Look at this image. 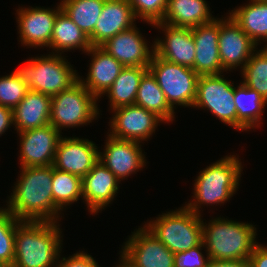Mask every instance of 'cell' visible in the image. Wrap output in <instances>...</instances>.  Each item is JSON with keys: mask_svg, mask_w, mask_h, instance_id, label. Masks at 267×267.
<instances>
[{"mask_svg": "<svg viewBox=\"0 0 267 267\" xmlns=\"http://www.w3.org/2000/svg\"><path fill=\"white\" fill-rule=\"evenodd\" d=\"M113 112L110 119L111 137L143 143L152 137L158 124L164 121L154 112L148 111L136 104L122 106L111 110Z\"/></svg>", "mask_w": 267, "mask_h": 267, "instance_id": "cell-11", "label": "cell"}, {"mask_svg": "<svg viewBox=\"0 0 267 267\" xmlns=\"http://www.w3.org/2000/svg\"><path fill=\"white\" fill-rule=\"evenodd\" d=\"M127 239L119 252L123 267H174V253L144 225Z\"/></svg>", "mask_w": 267, "mask_h": 267, "instance_id": "cell-10", "label": "cell"}, {"mask_svg": "<svg viewBox=\"0 0 267 267\" xmlns=\"http://www.w3.org/2000/svg\"><path fill=\"white\" fill-rule=\"evenodd\" d=\"M148 70L156 78L169 106L193 108L199 75L192 68L175 64L153 53ZM176 105V106H174Z\"/></svg>", "mask_w": 267, "mask_h": 267, "instance_id": "cell-8", "label": "cell"}, {"mask_svg": "<svg viewBox=\"0 0 267 267\" xmlns=\"http://www.w3.org/2000/svg\"><path fill=\"white\" fill-rule=\"evenodd\" d=\"M206 0H168L162 23L175 27L193 28L212 22L213 17L209 11Z\"/></svg>", "mask_w": 267, "mask_h": 267, "instance_id": "cell-24", "label": "cell"}, {"mask_svg": "<svg viewBox=\"0 0 267 267\" xmlns=\"http://www.w3.org/2000/svg\"><path fill=\"white\" fill-rule=\"evenodd\" d=\"M60 225L59 222L20 221L16 226L12 267H56L63 248Z\"/></svg>", "mask_w": 267, "mask_h": 267, "instance_id": "cell-2", "label": "cell"}, {"mask_svg": "<svg viewBox=\"0 0 267 267\" xmlns=\"http://www.w3.org/2000/svg\"><path fill=\"white\" fill-rule=\"evenodd\" d=\"M240 72L242 82L267 101V47L256 50Z\"/></svg>", "mask_w": 267, "mask_h": 267, "instance_id": "cell-32", "label": "cell"}, {"mask_svg": "<svg viewBox=\"0 0 267 267\" xmlns=\"http://www.w3.org/2000/svg\"><path fill=\"white\" fill-rule=\"evenodd\" d=\"M103 152L99 150V161L121 182L137 174L146 166L145 154L139 142L106 137Z\"/></svg>", "mask_w": 267, "mask_h": 267, "instance_id": "cell-15", "label": "cell"}, {"mask_svg": "<svg viewBox=\"0 0 267 267\" xmlns=\"http://www.w3.org/2000/svg\"><path fill=\"white\" fill-rule=\"evenodd\" d=\"M60 259V260H59ZM56 267H98V262L87 252L80 251L69 257H59Z\"/></svg>", "mask_w": 267, "mask_h": 267, "instance_id": "cell-37", "label": "cell"}, {"mask_svg": "<svg viewBox=\"0 0 267 267\" xmlns=\"http://www.w3.org/2000/svg\"><path fill=\"white\" fill-rule=\"evenodd\" d=\"M99 147L89 139L61 137L53 167L83 178L99 161Z\"/></svg>", "mask_w": 267, "mask_h": 267, "instance_id": "cell-16", "label": "cell"}, {"mask_svg": "<svg viewBox=\"0 0 267 267\" xmlns=\"http://www.w3.org/2000/svg\"><path fill=\"white\" fill-rule=\"evenodd\" d=\"M51 100V96L29 90L13 109L16 133L50 124Z\"/></svg>", "mask_w": 267, "mask_h": 267, "instance_id": "cell-23", "label": "cell"}, {"mask_svg": "<svg viewBox=\"0 0 267 267\" xmlns=\"http://www.w3.org/2000/svg\"><path fill=\"white\" fill-rule=\"evenodd\" d=\"M86 54L91 56V63L87 77L84 79L81 76L79 81L99 100L104 97L124 66L101 46H91Z\"/></svg>", "mask_w": 267, "mask_h": 267, "instance_id": "cell-22", "label": "cell"}, {"mask_svg": "<svg viewBox=\"0 0 267 267\" xmlns=\"http://www.w3.org/2000/svg\"><path fill=\"white\" fill-rule=\"evenodd\" d=\"M52 194L54 204L63 211L82 198V178L53 167ZM68 206V207H67Z\"/></svg>", "mask_w": 267, "mask_h": 267, "instance_id": "cell-31", "label": "cell"}, {"mask_svg": "<svg viewBox=\"0 0 267 267\" xmlns=\"http://www.w3.org/2000/svg\"><path fill=\"white\" fill-rule=\"evenodd\" d=\"M206 267H251L250 259L215 260L210 259Z\"/></svg>", "mask_w": 267, "mask_h": 267, "instance_id": "cell-39", "label": "cell"}, {"mask_svg": "<svg viewBox=\"0 0 267 267\" xmlns=\"http://www.w3.org/2000/svg\"><path fill=\"white\" fill-rule=\"evenodd\" d=\"M119 261H120V262H119V265H115V266H116V267H123L121 260H119ZM98 267H100V266H98Z\"/></svg>", "mask_w": 267, "mask_h": 267, "instance_id": "cell-42", "label": "cell"}, {"mask_svg": "<svg viewBox=\"0 0 267 267\" xmlns=\"http://www.w3.org/2000/svg\"><path fill=\"white\" fill-rule=\"evenodd\" d=\"M222 74L199 76L193 108L207 109L222 123L237 130L234 81L225 79Z\"/></svg>", "mask_w": 267, "mask_h": 267, "instance_id": "cell-9", "label": "cell"}, {"mask_svg": "<svg viewBox=\"0 0 267 267\" xmlns=\"http://www.w3.org/2000/svg\"><path fill=\"white\" fill-rule=\"evenodd\" d=\"M154 26L165 35L164 39L154 38V53L166 61L194 70L195 42L192 28L175 27L162 22H156Z\"/></svg>", "mask_w": 267, "mask_h": 267, "instance_id": "cell-17", "label": "cell"}, {"mask_svg": "<svg viewBox=\"0 0 267 267\" xmlns=\"http://www.w3.org/2000/svg\"><path fill=\"white\" fill-rule=\"evenodd\" d=\"M242 169V162L237 154L226 155L211 163L197 174L193 185V200L184 205L199 215L201 206L224 205L237 192Z\"/></svg>", "mask_w": 267, "mask_h": 267, "instance_id": "cell-3", "label": "cell"}, {"mask_svg": "<svg viewBox=\"0 0 267 267\" xmlns=\"http://www.w3.org/2000/svg\"><path fill=\"white\" fill-rule=\"evenodd\" d=\"M148 67H124L112 86L104 93L110 102V110L135 104L139 84Z\"/></svg>", "mask_w": 267, "mask_h": 267, "instance_id": "cell-28", "label": "cell"}, {"mask_svg": "<svg viewBox=\"0 0 267 267\" xmlns=\"http://www.w3.org/2000/svg\"><path fill=\"white\" fill-rule=\"evenodd\" d=\"M120 181L100 161L82 178V200L90 214L109 206L119 191Z\"/></svg>", "mask_w": 267, "mask_h": 267, "instance_id": "cell-19", "label": "cell"}, {"mask_svg": "<svg viewBox=\"0 0 267 267\" xmlns=\"http://www.w3.org/2000/svg\"><path fill=\"white\" fill-rule=\"evenodd\" d=\"M249 259L251 267H267V245L258 243Z\"/></svg>", "mask_w": 267, "mask_h": 267, "instance_id": "cell-38", "label": "cell"}, {"mask_svg": "<svg viewBox=\"0 0 267 267\" xmlns=\"http://www.w3.org/2000/svg\"><path fill=\"white\" fill-rule=\"evenodd\" d=\"M29 88L24 84L15 71L0 76V105L14 109L25 97Z\"/></svg>", "mask_w": 267, "mask_h": 267, "instance_id": "cell-34", "label": "cell"}, {"mask_svg": "<svg viewBox=\"0 0 267 267\" xmlns=\"http://www.w3.org/2000/svg\"><path fill=\"white\" fill-rule=\"evenodd\" d=\"M99 101L78 81L71 88L52 97L50 124L60 133L64 128L88 125L99 118Z\"/></svg>", "mask_w": 267, "mask_h": 267, "instance_id": "cell-7", "label": "cell"}, {"mask_svg": "<svg viewBox=\"0 0 267 267\" xmlns=\"http://www.w3.org/2000/svg\"><path fill=\"white\" fill-rule=\"evenodd\" d=\"M21 167L51 166L62 134L51 124L18 132Z\"/></svg>", "mask_w": 267, "mask_h": 267, "instance_id": "cell-14", "label": "cell"}, {"mask_svg": "<svg viewBox=\"0 0 267 267\" xmlns=\"http://www.w3.org/2000/svg\"><path fill=\"white\" fill-rule=\"evenodd\" d=\"M136 26L116 34L101 45L124 67H148L154 53V44L149 47L147 39Z\"/></svg>", "mask_w": 267, "mask_h": 267, "instance_id": "cell-18", "label": "cell"}, {"mask_svg": "<svg viewBox=\"0 0 267 267\" xmlns=\"http://www.w3.org/2000/svg\"><path fill=\"white\" fill-rule=\"evenodd\" d=\"M135 104L154 112L164 123L172 122L175 118L174 110L167 103L164 92L149 70L141 78Z\"/></svg>", "mask_w": 267, "mask_h": 267, "instance_id": "cell-29", "label": "cell"}, {"mask_svg": "<svg viewBox=\"0 0 267 267\" xmlns=\"http://www.w3.org/2000/svg\"><path fill=\"white\" fill-rule=\"evenodd\" d=\"M31 91L55 96L79 81L77 70L61 54L29 57L14 70Z\"/></svg>", "mask_w": 267, "mask_h": 267, "instance_id": "cell-5", "label": "cell"}, {"mask_svg": "<svg viewBox=\"0 0 267 267\" xmlns=\"http://www.w3.org/2000/svg\"><path fill=\"white\" fill-rule=\"evenodd\" d=\"M19 172L6 201L9 212L20 221H61L62 212L53 201V165L21 167Z\"/></svg>", "mask_w": 267, "mask_h": 267, "instance_id": "cell-1", "label": "cell"}, {"mask_svg": "<svg viewBox=\"0 0 267 267\" xmlns=\"http://www.w3.org/2000/svg\"><path fill=\"white\" fill-rule=\"evenodd\" d=\"M135 17L149 25L161 22L167 8L168 0H128Z\"/></svg>", "mask_w": 267, "mask_h": 267, "instance_id": "cell-35", "label": "cell"}, {"mask_svg": "<svg viewBox=\"0 0 267 267\" xmlns=\"http://www.w3.org/2000/svg\"><path fill=\"white\" fill-rule=\"evenodd\" d=\"M233 102L237 111V131H251L259 128L267 101L256 90L247 87L242 81L234 86Z\"/></svg>", "mask_w": 267, "mask_h": 267, "instance_id": "cell-25", "label": "cell"}, {"mask_svg": "<svg viewBox=\"0 0 267 267\" xmlns=\"http://www.w3.org/2000/svg\"><path fill=\"white\" fill-rule=\"evenodd\" d=\"M244 6L234 8L229 14L241 29L258 44L267 42V0H248ZM267 47V43L265 44Z\"/></svg>", "mask_w": 267, "mask_h": 267, "instance_id": "cell-26", "label": "cell"}, {"mask_svg": "<svg viewBox=\"0 0 267 267\" xmlns=\"http://www.w3.org/2000/svg\"><path fill=\"white\" fill-rule=\"evenodd\" d=\"M0 267H10V266H8L7 264H5L3 262H0Z\"/></svg>", "mask_w": 267, "mask_h": 267, "instance_id": "cell-41", "label": "cell"}, {"mask_svg": "<svg viewBox=\"0 0 267 267\" xmlns=\"http://www.w3.org/2000/svg\"><path fill=\"white\" fill-rule=\"evenodd\" d=\"M220 18L192 28L195 42L194 70L200 75L221 74L226 72L221 65L218 50Z\"/></svg>", "mask_w": 267, "mask_h": 267, "instance_id": "cell-20", "label": "cell"}, {"mask_svg": "<svg viewBox=\"0 0 267 267\" xmlns=\"http://www.w3.org/2000/svg\"><path fill=\"white\" fill-rule=\"evenodd\" d=\"M19 222L7 207H0V262L10 267L14 263L16 226Z\"/></svg>", "mask_w": 267, "mask_h": 267, "instance_id": "cell-33", "label": "cell"}, {"mask_svg": "<svg viewBox=\"0 0 267 267\" xmlns=\"http://www.w3.org/2000/svg\"><path fill=\"white\" fill-rule=\"evenodd\" d=\"M136 19L128 0H105L94 31L88 37L91 46H101L109 38L131 28Z\"/></svg>", "mask_w": 267, "mask_h": 267, "instance_id": "cell-21", "label": "cell"}, {"mask_svg": "<svg viewBox=\"0 0 267 267\" xmlns=\"http://www.w3.org/2000/svg\"><path fill=\"white\" fill-rule=\"evenodd\" d=\"M203 227V244L210 259L250 258L256 242L257 228L251 223L214 217Z\"/></svg>", "mask_w": 267, "mask_h": 267, "instance_id": "cell-4", "label": "cell"}, {"mask_svg": "<svg viewBox=\"0 0 267 267\" xmlns=\"http://www.w3.org/2000/svg\"><path fill=\"white\" fill-rule=\"evenodd\" d=\"M13 125V110L0 105V137Z\"/></svg>", "mask_w": 267, "mask_h": 267, "instance_id": "cell-40", "label": "cell"}, {"mask_svg": "<svg viewBox=\"0 0 267 267\" xmlns=\"http://www.w3.org/2000/svg\"><path fill=\"white\" fill-rule=\"evenodd\" d=\"M105 0H61L62 11L89 37L95 28Z\"/></svg>", "mask_w": 267, "mask_h": 267, "instance_id": "cell-30", "label": "cell"}, {"mask_svg": "<svg viewBox=\"0 0 267 267\" xmlns=\"http://www.w3.org/2000/svg\"><path fill=\"white\" fill-rule=\"evenodd\" d=\"M144 223V226L174 254L187 251L203 242L202 217L185 205Z\"/></svg>", "mask_w": 267, "mask_h": 267, "instance_id": "cell-6", "label": "cell"}, {"mask_svg": "<svg viewBox=\"0 0 267 267\" xmlns=\"http://www.w3.org/2000/svg\"><path fill=\"white\" fill-rule=\"evenodd\" d=\"M258 46L228 14L220 19L218 50L222 68L242 70Z\"/></svg>", "mask_w": 267, "mask_h": 267, "instance_id": "cell-13", "label": "cell"}, {"mask_svg": "<svg viewBox=\"0 0 267 267\" xmlns=\"http://www.w3.org/2000/svg\"><path fill=\"white\" fill-rule=\"evenodd\" d=\"M62 10L61 5L56 8L45 7H18L16 10V22L18 34L22 46L28 48H43L50 45L54 28V22L58 13Z\"/></svg>", "mask_w": 267, "mask_h": 267, "instance_id": "cell-12", "label": "cell"}, {"mask_svg": "<svg viewBox=\"0 0 267 267\" xmlns=\"http://www.w3.org/2000/svg\"><path fill=\"white\" fill-rule=\"evenodd\" d=\"M205 248L203 242L187 251L174 254V267H206L210 260L202 250Z\"/></svg>", "mask_w": 267, "mask_h": 267, "instance_id": "cell-36", "label": "cell"}, {"mask_svg": "<svg viewBox=\"0 0 267 267\" xmlns=\"http://www.w3.org/2000/svg\"><path fill=\"white\" fill-rule=\"evenodd\" d=\"M49 49L52 54H65L72 50H81L86 53L91 44L83 31L61 10L54 22L53 33ZM55 51V52H54Z\"/></svg>", "mask_w": 267, "mask_h": 267, "instance_id": "cell-27", "label": "cell"}]
</instances>
